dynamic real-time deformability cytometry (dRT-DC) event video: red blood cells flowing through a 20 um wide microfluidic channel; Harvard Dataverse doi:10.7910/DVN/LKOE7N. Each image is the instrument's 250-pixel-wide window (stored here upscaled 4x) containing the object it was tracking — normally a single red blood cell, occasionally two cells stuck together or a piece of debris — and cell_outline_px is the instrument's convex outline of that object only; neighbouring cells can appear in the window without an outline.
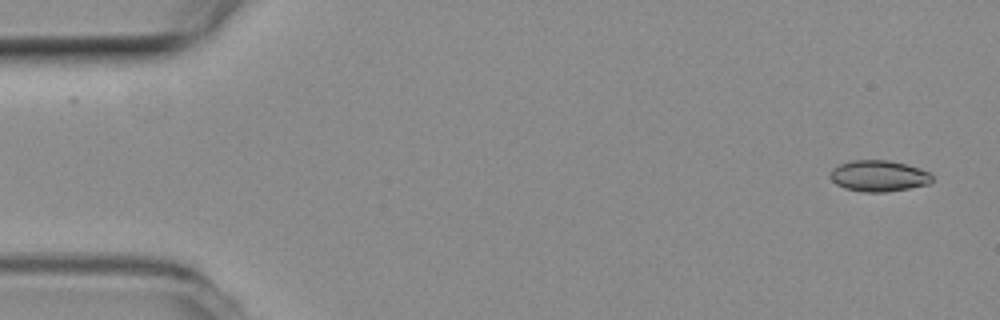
{"species": "common noctule bat (a hibernating species)", "species_latin": "Nyctalus noctula", "temperature_condition": "room temperature", "stored_images_in_passage": 2, "camera_frame_rate_fps": 3000, "um_per_image_px": 0.085, "animal": {"sex": "female", "body_mass_g": 19.3, "forearm_length_mm": 54.1}, "frame": {"image": 1, "passage_image": 2, "time_ms": 0.333, "image_size_px": [1000, 320], "cell_outline_px": [[932, 180], [928, 184], [908, 188], [884, 192], [864, 192], [844, 188], [836, 184], [828, 176], [832, 168], [840, 164], [852, 160], [888, 160], [920, 168], [932, 172]], "centroid_in_image_um": [74.67, 14.95], "position_along_channel_um": 10.3, "area_um2": 18.55}}